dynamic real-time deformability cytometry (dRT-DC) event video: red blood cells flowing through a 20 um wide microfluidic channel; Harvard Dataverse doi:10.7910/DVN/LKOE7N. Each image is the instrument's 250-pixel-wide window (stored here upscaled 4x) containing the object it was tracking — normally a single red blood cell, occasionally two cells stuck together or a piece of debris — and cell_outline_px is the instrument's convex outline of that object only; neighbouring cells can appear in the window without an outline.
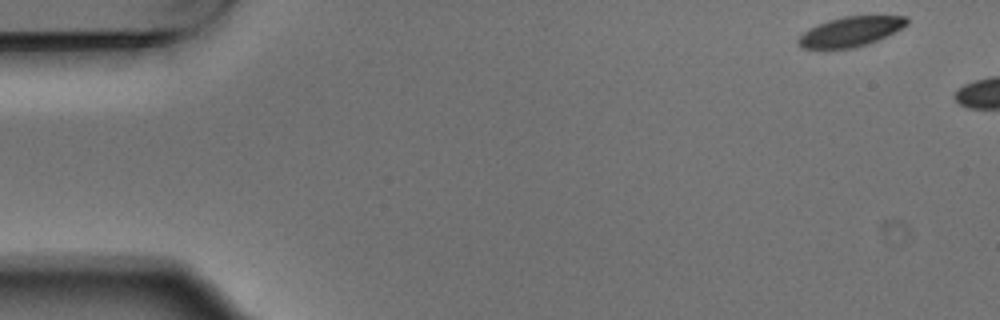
{"species": "Egyptian fruit bat (a non-hibernating species)", "species_latin": "Rousettus aegyptiacus", "temperature_condition": "warm", "stored_images_in_passage": 2, "camera_frame_rate_fps": 3000, "um_per_image_px": 0.085, "animal": {"sex": "male"}, "frame": {"image": 1, "passage_image": 1, "time_ms": 0.0, "image_size_px": [1000, 320], "cell_outline_px": [[908, 24], [868, 44], [852, 48], [804, 48], [796, 40], [804, 32], [828, 20], [844, 16], [908, 16]], "centroid_in_image_um": [72.31, 2.67], "position_along_channel_um": 12.7, "area_um2": 18.26}}